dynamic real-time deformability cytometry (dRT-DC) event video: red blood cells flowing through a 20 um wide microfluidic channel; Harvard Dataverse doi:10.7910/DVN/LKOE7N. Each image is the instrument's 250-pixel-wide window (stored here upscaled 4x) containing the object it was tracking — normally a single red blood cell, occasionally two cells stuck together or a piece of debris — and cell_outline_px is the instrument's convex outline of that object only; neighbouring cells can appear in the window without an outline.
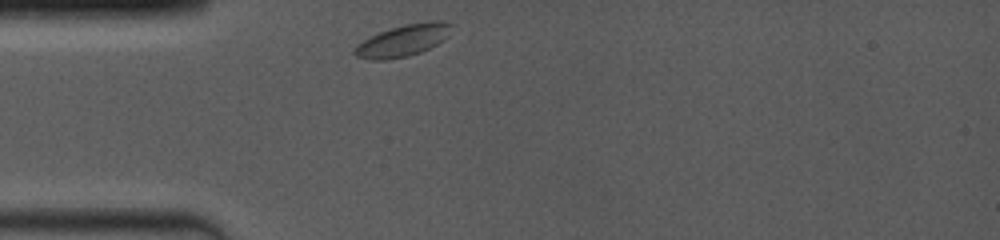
{"species": "common noctule bat (a hibernating species)", "species_latin": "Nyctalus noctula", "temperature_condition": "room temperature", "stored_images_in_passage": 5, "camera_frame_rate_fps": 4000, "um_per_image_px": 0.085, "animal": {"sex": "female", "body_mass_g": 19.0, "forearm_length_mm": 53.3}, "frame": {"image": 1, "passage_image": 1, "time_ms": 0.0, "image_size_px": [1000, 240], "cell_outline_px": [[456, 24], [448, 36], [444, 40], [420, 52], [408, 56], [384, 60], [368, 60], [356, 56], [352, 52], [356, 44], [368, 36], [404, 24], [432, 20], [440, 20]], "centroid_in_image_um": [34.27, 3.42], "position_along_channel_um": 50.7, "area_um2": 18.26}}